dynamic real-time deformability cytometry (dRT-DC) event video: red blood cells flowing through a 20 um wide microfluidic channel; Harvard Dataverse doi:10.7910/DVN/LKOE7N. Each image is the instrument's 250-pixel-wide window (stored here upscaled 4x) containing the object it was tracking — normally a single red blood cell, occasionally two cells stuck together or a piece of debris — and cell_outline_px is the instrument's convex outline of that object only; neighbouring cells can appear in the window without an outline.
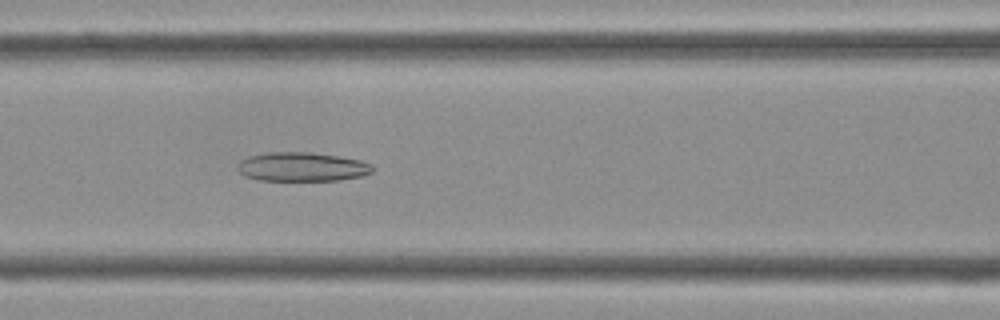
{"species": "Egyptian fruit bat (a non-hibernating species)", "species_latin": "Rousettus aegyptiacus", "temperature_condition": "cold", "stored_images_in_passage": 38, "camera_frame_rate_fps": 3000, "um_per_image_px": 0.085, "frame": {"image": 1, "passage_image": 13, "time_ms": 4.0, "image_size_px": [1000, 320], "cell_outline_px": [[376, 168], [372, 172], [360, 176], [340, 180], [260, 180], [244, 176], [236, 168], [240, 160], [248, 156], [268, 152], [308, 152], [340, 156], [360, 160], [372, 164]], "centroid_in_image_um": [25.67, 14.17], "position_along_channel_um": 140.9, "area_um2": 22.95}}
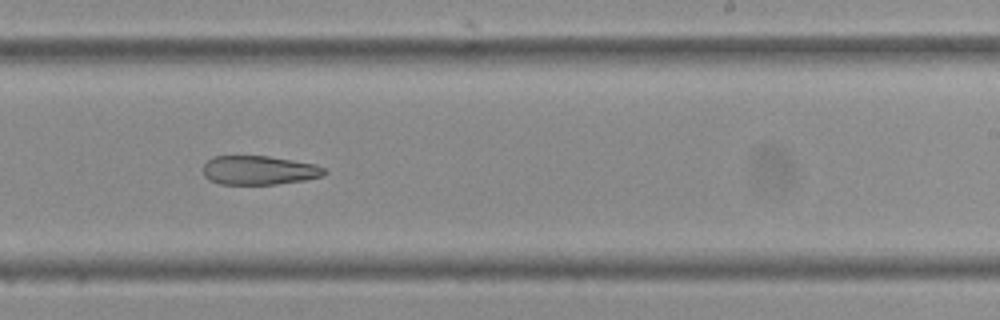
{"frame": {"image": 2, "passage_image": 21, "time_ms": 6.667, "image_size_px": [1000, 320], "cell_outline_px": [[328, 172], [324, 176], [304, 180], [276, 184], [220, 184], [208, 180], [204, 176], [200, 168], [212, 156], [268, 156], [316, 164], [324, 168]], "centroid_in_image_um": [21.99, 14.47], "position_along_channel_um": 267.0, "area_um2": 20.75}}
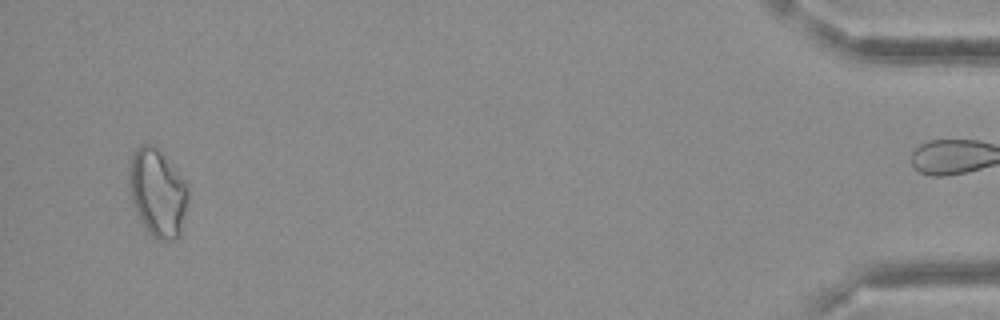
{"frame": {"image": 3, "passage_image": 36, "time_ms": 11.667, "image_size_px": [1000, 320], "cell_outline_px": [[188, 200], [180, 236], [172, 240], [160, 240], [152, 236], [144, 228], [132, 204], [128, 184], [128, 164], [132, 152], [140, 144], [152, 144], [160, 152], [188, 184]], "centroid_in_image_um": [13.36, 16.38], "position_along_channel_um": 421.8, "area_um2": 30.52}}